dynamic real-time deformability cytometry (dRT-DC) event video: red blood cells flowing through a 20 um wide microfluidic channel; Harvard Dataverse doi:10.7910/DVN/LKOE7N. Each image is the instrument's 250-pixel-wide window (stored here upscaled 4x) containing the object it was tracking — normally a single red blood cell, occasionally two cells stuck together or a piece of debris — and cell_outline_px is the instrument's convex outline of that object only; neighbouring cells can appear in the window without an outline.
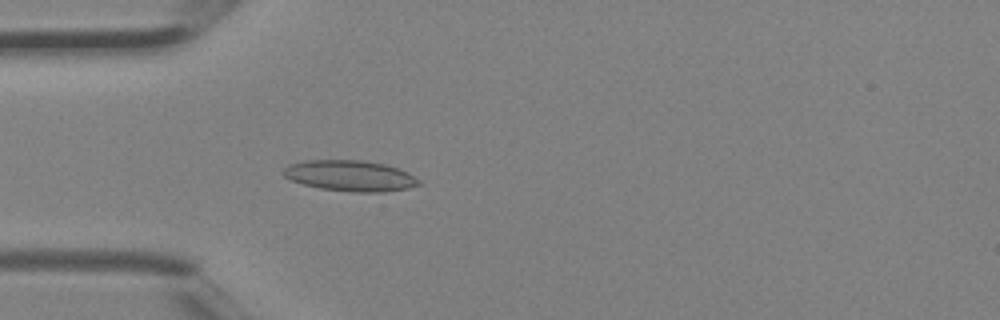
{"species": "Egyptian fruit bat (a non-hibernating species)", "species_latin": "Rousettus aegyptiacus", "temperature_condition": "room temperature", "stored_images_in_passage": 5, "camera_frame_rate_fps": 3000, "um_per_image_px": 0.085, "animal": {"sex": "female"}, "frame": {"image": 1, "passage_image": 5, "time_ms": 1.333, "image_size_px": [1000, 320], "cell_outline_px": [[420, 184], [408, 188], [380, 192], [352, 192], [320, 188], [304, 184], [292, 180], [284, 176], [280, 172], [288, 164], [304, 160], [360, 160], [384, 164], [408, 172], [420, 180]], "centroid_in_image_um": [29.72, 14.93], "position_along_channel_um": 55.3, "area_um2": 24.28}}